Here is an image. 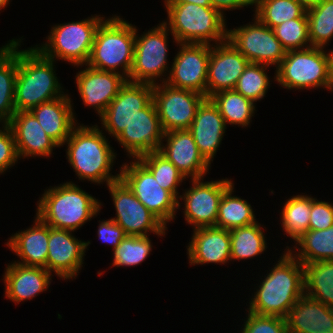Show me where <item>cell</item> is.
Returning a JSON list of instances; mask_svg holds the SVG:
<instances>
[{
    "label": "cell",
    "mask_w": 333,
    "mask_h": 333,
    "mask_svg": "<svg viewBox=\"0 0 333 333\" xmlns=\"http://www.w3.org/2000/svg\"><path fill=\"white\" fill-rule=\"evenodd\" d=\"M282 255L252 295L249 312L285 318L304 295L303 264L289 250Z\"/></svg>",
    "instance_id": "cell-1"
},
{
    "label": "cell",
    "mask_w": 333,
    "mask_h": 333,
    "mask_svg": "<svg viewBox=\"0 0 333 333\" xmlns=\"http://www.w3.org/2000/svg\"><path fill=\"white\" fill-rule=\"evenodd\" d=\"M108 142L98 125L81 124L72 130L64 144L68 162L80 180L108 185L120 179V173H110L116 154Z\"/></svg>",
    "instance_id": "cell-2"
},
{
    "label": "cell",
    "mask_w": 333,
    "mask_h": 333,
    "mask_svg": "<svg viewBox=\"0 0 333 333\" xmlns=\"http://www.w3.org/2000/svg\"><path fill=\"white\" fill-rule=\"evenodd\" d=\"M37 202L36 216L52 228L75 231L101 210V202L66 182L46 189Z\"/></svg>",
    "instance_id": "cell-3"
},
{
    "label": "cell",
    "mask_w": 333,
    "mask_h": 333,
    "mask_svg": "<svg viewBox=\"0 0 333 333\" xmlns=\"http://www.w3.org/2000/svg\"><path fill=\"white\" fill-rule=\"evenodd\" d=\"M54 60L43 56L35 47L18 49V71L14 103L16 112L64 96L54 71Z\"/></svg>",
    "instance_id": "cell-4"
},
{
    "label": "cell",
    "mask_w": 333,
    "mask_h": 333,
    "mask_svg": "<svg viewBox=\"0 0 333 333\" xmlns=\"http://www.w3.org/2000/svg\"><path fill=\"white\" fill-rule=\"evenodd\" d=\"M165 7L169 20L163 22L175 43L212 45V41L219 44L227 40L226 19L214 7L192 3L165 4Z\"/></svg>",
    "instance_id": "cell-5"
},
{
    "label": "cell",
    "mask_w": 333,
    "mask_h": 333,
    "mask_svg": "<svg viewBox=\"0 0 333 333\" xmlns=\"http://www.w3.org/2000/svg\"><path fill=\"white\" fill-rule=\"evenodd\" d=\"M135 25L120 16L104 19L98 26L87 65L122 73L127 79L133 64ZM122 70V72L118 71Z\"/></svg>",
    "instance_id": "cell-6"
},
{
    "label": "cell",
    "mask_w": 333,
    "mask_h": 333,
    "mask_svg": "<svg viewBox=\"0 0 333 333\" xmlns=\"http://www.w3.org/2000/svg\"><path fill=\"white\" fill-rule=\"evenodd\" d=\"M323 49L311 46L287 51L285 58L276 67L275 81L290 90L322 87L333 92L330 55L329 51Z\"/></svg>",
    "instance_id": "cell-7"
},
{
    "label": "cell",
    "mask_w": 333,
    "mask_h": 333,
    "mask_svg": "<svg viewBox=\"0 0 333 333\" xmlns=\"http://www.w3.org/2000/svg\"><path fill=\"white\" fill-rule=\"evenodd\" d=\"M104 19L96 15L81 21L55 25L51 28L46 43L34 47L48 59H62L82 67L88 63L96 30Z\"/></svg>",
    "instance_id": "cell-8"
},
{
    "label": "cell",
    "mask_w": 333,
    "mask_h": 333,
    "mask_svg": "<svg viewBox=\"0 0 333 333\" xmlns=\"http://www.w3.org/2000/svg\"><path fill=\"white\" fill-rule=\"evenodd\" d=\"M135 26V44L133 64L127 81L157 85L158 78L167 76L161 83H166L168 75V33L164 22L147 31L143 35L137 34ZM168 66V67H167ZM164 74V75H163ZM161 76V77H160Z\"/></svg>",
    "instance_id": "cell-9"
},
{
    "label": "cell",
    "mask_w": 333,
    "mask_h": 333,
    "mask_svg": "<svg viewBox=\"0 0 333 333\" xmlns=\"http://www.w3.org/2000/svg\"><path fill=\"white\" fill-rule=\"evenodd\" d=\"M119 172L136 198L165 225L175 219L176 211L181 207L180 201L160 186L138 158L130 164L124 163Z\"/></svg>",
    "instance_id": "cell-10"
},
{
    "label": "cell",
    "mask_w": 333,
    "mask_h": 333,
    "mask_svg": "<svg viewBox=\"0 0 333 333\" xmlns=\"http://www.w3.org/2000/svg\"><path fill=\"white\" fill-rule=\"evenodd\" d=\"M116 210L111 218L131 236H148L149 232L165 235L167 225L150 212L134 195L133 191L120 178L107 185Z\"/></svg>",
    "instance_id": "cell-11"
},
{
    "label": "cell",
    "mask_w": 333,
    "mask_h": 333,
    "mask_svg": "<svg viewBox=\"0 0 333 333\" xmlns=\"http://www.w3.org/2000/svg\"><path fill=\"white\" fill-rule=\"evenodd\" d=\"M227 40L250 63L277 67L287 52L276 38L273 29L263 24L256 16L253 24L227 30Z\"/></svg>",
    "instance_id": "cell-12"
},
{
    "label": "cell",
    "mask_w": 333,
    "mask_h": 333,
    "mask_svg": "<svg viewBox=\"0 0 333 333\" xmlns=\"http://www.w3.org/2000/svg\"><path fill=\"white\" fill-rule=\"evenodd\" d=\"M205 99L198 92L174 88L167 83L154 85L153 102L163 132L188 130Z\"/></svg>",
    "instance_id": "cell-13"
},
{
    "label": "cell",
    "mask_w": 333,
    "mask_h": 333,
    "mask_svg": "<svg viewBox=\"0 0 333 333\" xmlns=\"http://www.w3.org/2000/svg\"><path fill=\"white\" fill-rule=\"evenodd\" d=\"M166 83L174 88L187 89L206 96L210 57L209 44L178 43Z\"/></svg>",
    "instance_id": "cell-14"
},
{
    "label": "cell",
    "mask_w": 333,
    "mask_h": 333,
    "mask_svg": "<svg viewBox=\"0 0 333 333\" xmlns=\"http://www.w3.org/2000/svg\"><path fill=\"white\" fill-rule=\"evenodd\" d=\"M203 180L191 179L192 187L179 196V200H184L185 221L194 229L216 225L221 197L233 183L226 178L210 182Z\"/></svg>",
    "instance_id": "cell-15"
},
{
    "label": "cell",
    "mask_w": 333,
    "mask_h": 333,
    "mask_svg": "<svg viewBox=\"0 0 333 333\" xmlns=\"http://www.w3.org/2000/svg\"><path fill=\"white\" fill-rule=\"evenodd\" d=\"M153 88L151 84L126 81L99 117L108 135L116 138L138 114V111L153 100Z\"/></svg>",
    "instance_id": "cell-16"
},
{
    "label": "cell",
    "mask_w": 333,
    "mask_h": 333,
    "mask_svg": "<svg viewBox=\"0 0 333 333\" xmlns=\"http://www.w3.org/2000/svg\"><path fill=\"white\" fill-rule=\"evenodd\" d=\"M159 116L153 100L131 120L115 138L131 158L159 151L163 140Z\"/></svg>",
    "instance_id": "cell-17"
},
{
    "label": "cell",
    "mask_w": 333,
    "mask_h": 333,
    "mask_svg": "<svg viewBox=\"0 0 333 333\" xmlns=\"http://www.w3.org/2000/svg\"><path fill=\"white\" fill-rule=\"evenodd\" d=\"M74 231L49 226L46 269L61 279H74L84 263V255L90 241L78 240Z\"/></svg>",
    "instance_id": "cell-18"
},
{
    "label": "cell",
    "mask_w": 333,
    "mask_h": 333,
    "mask_svg": "<svg viewBox=\"0 0 333 333\" xmlns=\"http://www.w3.org/2000/svg\"><path fill=\"white\" fill-rule=\"evenodd\" d=\"M250 62L228 40L210 45L206 98L233 90Z\"/></svg>",
    "instance_id": "cell-19"
},
{
    "label": "cell",
    "mask_w": 333,
    "mask_h": 333,
    "mask_svg": "<svg viewBox=\"0 0 333 333\" xmlns=\"http://www.w3.org/2000/svg\"><path fill=\"white\" fill-rule=\"evenodd\" d=\"M76 74L78 92L85 106H92L101 116L111 101L117 96L127 78L121 73L99 70L85 65Z\"/></svg>",
    "instance_id": "cell-20"
},
{
    "label": "cell",
    "mask_w": 333,
    "mask_h": 333,
    "mask_svg": "<svg viewBox=\"0 0 333 333\" xmlns=\"http://www.w3.org/2000/svg\"><path fill=\"white\" fill-rule=\"evenodd\" d=\"M159 152L163 154L185 178H203L211 167L201 156L193 135L189 130L165 132Z\"/></svg>",
    "instance_id": "cell-21"
},
{
    "label": "cell",
    "mask_w": 333,
    "mask_h": 333,
    "mask_svg": "<svg viewBox=\"0 0 333 333\" xmlns=\"http://www.w3.org/2000/svg\"><path fill=\"white\" fill-rule=\"evenodd\" d=\"M225 129L226 124L218 107L210 98H206L199 106L188 130L192 133L201 156L209 165L222 143Z\"/></svg>",
    "instance_id": "cell-22"
},
{
    "label": "cell",
    "mask_w": 333,
    "mask_h": 333,
    "mask_svg": "<svg viewBox=\"0 0 333 333\" xmlns=\"http://www.w3.org/2000/svg\"><path fill=\"white\" fill-rule=\"evenodd\" d=\"M187 246L190 265L225 264L231 260L230 231L216 226L193 229Z\"/></svg>",
    "instance_id": "cell-23"
},
{
    "label": "cell",
    "mask_w": 333,
    "mask_h": 333,
    "mask_svg": "<svg viewBox=\"0 0 333 333\" xmlns=\"http://www.w3.org/2000/svg\"><path fill=\"white\" fill-rule=\"evenodd\" d=\"M18 157H49L60 146L50 138L30 111L16 112L9 122ZM22 156V157H21Z\"/></svg>",
    "instance_id": "cell-24"
},
{
    "label": "cell",
    "mask_w": 333,
    "mask_h": 333,
    "mask_svg": "<svg viewBox=\"0 0 333 333\" xmlns=\"http://www.w3.org/2000/svg\"><path fill=\"white\" fill-rule=\"evenodd\" d=\"M52 274L45 268L25 266L14 261L5 268V297L15 304L33 299L46 291Z\"/></svg>",
    "instance_id": "cell-25"
},
{
    "label": "cell",
    "mask_w": 333,
    "mask_h": 333,
    "mask_svg": "<svg viewBox=\"0 0 333 333\" xmlns=\"http://www.w3.org/2000/svg\"><path fill=\"white\" fill-rule=\"evenodd\" d=\"M285 319L288 333H333V308L305 294Z\"/></svg>",
    "instance_id": "cell-26"
},
{
    "label": "cell",
    "mask_w": 333,
    "mask_h": 333,
    "mask_svg": "<svg viewBox=\"0 0 333 333\" xmlns=\"http://www.w3.org/2000/svg\"><path fill=\"white\" fill-rule=\"evenodd\" d=\"M72 107L71 99L66 93L62 97L41 103L30 112L46 134L61 147L77 126Z\"/></svg>",
    "instance_id": "cell-27"
},
{
    "label": "cell",
    "mask_w": 333,
    "mask_h": 333,
    "mask_svg": "<svg viewBox=\"0 0 333 333\" xmlns=\"http://www.w3.org/2000/svg\"><path fill=\"white\" fill-rule=\"evenodd\" d=\"M34 221V225L29 229L12 235L6 245L12 252H15L16 256L20 257L21 261L16 263L46 269L49 225L42 222L37 216Z\"/></svg>",
    "instance_id": "cell-28"
},
{
    "label": "cell",
    "mask_w": 333,
    "mask_h": 333,
    "mask_svg": "<svg viewBox=\"0 0 333 333\" xmlns=\"http://www.w3.org/2000/svg\"><path fill=\"white\" fill-rule=\"evenodd\" d=\"M21 39H12L0 48V123H9L16 113L14 96Z\"/></svg>",
    "instance_id": "cell-29"
},
{
    "label": "cell",
    "mask_w": 333,
    "mask_h": 333,
    "mask_svg": "<svg viewBox=\"0 0 333 333\" xmlns=\"http://www.w3.org/2000/svg\"><path fill=\"white\" fill-rule=\"evenodd\" d=\"M296 245L293 247V249L297 248L295 252L289 247H286L285 250H289L303 265L333 260V225L322 230L308 229L296 242Z\"/></svg>",
    "instance_id": "cell-30"
},
{
    "label": "cell",
    "mask_w": 333,
    "mask_h": 333,
    "mask_svg": "<svg viewBox=\"0 0 333 333\" xmlns=\"http://www.w3.org/2000/svg\"><path fill=\"white\" fill-rule=\"evenodd\" d=\"M304 294L333 308V260L304 264Z\"/></svg>",
    "instance_id": "cell-31"
},
{
    "label": "cell",
    "mask_w": 333,
    "mask_h": 333,
    "mask_svg": "<svg viewBox=\"0 0 333 333\" xmlns=\"http://www.w3.org/2000/svg\"><path fill=\"white\" fill-rule=\"evenodd\" d=\"M233 184L225 190L221 197L215 225L229 231L257 222L254 211L248 201L235 195L232 196L234 192Z\"/></svg>",
    "instance_id": "cell-32"
},
{
    "label": "cell",
    "mask_w": 333,
    "mask_h": 333,
    "mask_svg": "<svg viewBox=\"0 0 333 333\" xmlns=\"http://www.w3.org/2000/svg\"><path fill=\"white\" fill-rule=\"evenodd\" d=\"M218 107L225 124L247 127L255 114V104L242 94L233 90H224L210 97Z\"/></svg>",
    "instance_id": "cell-33"
},
{
    "label": "cell",
    "mask_w": 333,
    "mask_h": 333,
    "mask_svg": "<svg viewBox=\"0 0 333 333\" xmlns=\"http://www.w3.org/2000/svg\"><path fill=\"white\" fill-rule=\"evenodd\" d=\"M262 229L261 224L255 222L230 230L231 261L257 257L266 250L267 242Z\"/></svg>",
    "instance_id": "cell-34"
},
{
    "label": "cell",
    "mask_w": 333,
    "mask_h": 333,
    "mask_svg": "<svg viewBox=\"0 0 333 333\" xmlns=\"http://www.w3.org/2000/svg\"><path fill=\"white\" fill-rule=\"evenodd\" d=\"M283 231L297 242L308 230L311 214V197L296 195L287 199L281 211Z\"/></svg>",
    "instance_id": "cell-35"
},
{
    "label": "cell",
    "mask_w": 333,
    "mask_h": 333,
    "mask_svg": "<svg viewBox=\"0 0 333 333\" xmlns=\"http://www.w3.org/2000/svg\"><path fill=\"white\" fill-rule=\"evenodd\" d=\"M253 5L254 16L272 29L287 20L300 18L306 12L297 0H254Z\"/></svg>",
    "instance_id": "cell-36"
},
{
    "label": "cell",
    "mask_w": 333,
    "mask_h": 333,
    "mask_svg": "<svg viewBox=\"0 0 333 333\" xmlns=\"http://www.w3.org/2000/svg\"><path fill=\"white\" fill-rule=\"evenodd\" d=\"M306 13L311 46L324 48L333 38V0H322Z\"/></svg>",
    "instance_id": "cell-37"
},
{
    "label": "cell",
    "mask_w": 333,
    "mask_h": 333,
    "mask_svg": "<svg viewBox=\"0 0 333 333\" xmlns=\"http://www.w3.org/2000/svg\"><path fill=\"white\" fill-rule=\"evenodd\" d=\"M138 159L151 171L160 186L178 200V186L186 178L175 165L159 151L143 154Z\"/></svg>",
    "instance_id": "cell-38"
},
{
    "label": "cell",
    "mask_w": 333,
    "mask_h": 333,
    "mask_svg": "<svg viewBox=\"0 0 333 333\" xmlns=\"http://www.w3.org/2000/svg\"><path fill=\"white\" fill-rule=\"evenodd\" d=\"M269 65L249 63L239 77L234 90L254 103L263 99L270 86V78L266 74Z\"/></svg>",
    "instance_id": "cell-39"
},
{
    "label": "cell",
    "mask_w": 333,
    "mask_h": 333,
    "mask_svg": "<svg viewBox=\"0 0 333 333\" xmlns=\"http://www.w3.org/2000/svg\"><path fill=\"white\" fill-rule=\"evenodd\" d=\"M149 236H131L127 235L120 244L113 250L112 266H136L143 262L149 256L151 249V240Z\"/></svg>",
    "instance_id": "cell-40"
},
{
    "label": "cell",
    "mask_w": 333,
    "mask_h": 333,
    "mask_svg": "<svg viewBox=\"0 0 333 333\" xmlns=\"http://www.w3.org/2000/svg\"><path fill=\"white\" fill-rule=\"evenodd\" d=\"M273 31L286 51L311 47L306 12L300 18L287 20L274 27Z\"/></svg>",
    "instance_id": "cell-41"
},
{
    "label": "cell",
    "mask_w": 333,
    "mask_h": 333,
    "mask_svg": "<svg viewBox=\"0 0 333 333\" xmlns=\"http://www.w3.org/2000/svg\"><path fill=\"white\" fill-rule=\"evenodd\" d=\"M241 333H288L285 318L262 316L248 311Z\"/></svg>",
    "instance_id": "cell-42"
},
{
    "label": "cell",
    "mask_w": 333,
    "mask_h": 333,
    "mask_svg": "<svg viewBox=\"0 0 333 333\" xmlns=\"http://www.w3.org/2000/svg\"><path fill=\"white\" fill-rule=\"evenodd\" d=\"M2 126L0 129V174L20 160L9 123H3Z\"/></svg>",
    "instance_id": "cell-43"
},
{
    "label": "cell",
    "mask_w": 333,
    "mask_h": 333,
    "mask_svg": "<svg viewBox=\"0 0 333 333\" xmlns=\"http://www.w3.org/2000/svg\"><path fill=\"white\" fill-rule=\"evenodd\" d=\"M316 200V198L311 197V214L308 229H327L333 225V204Z\"/></svg>",
    "instance_id": "cell-44"
},
{
    "label": "cell",
    "mask_w": 333,
    "mask_h": 333,
    "mask_svg": "<svg viewBox=\"0 0 333 333\" xmlns=\"http://www.w3.org/2000/svg\"><path fill=\"white\" fill-rule=\"evenodd\" d=\"M98 237L107 244L113 245V250L120 244V242L127 236L124 230L115 223L111 218L108 220H99Z\"/></svg>",
    "instance_id": "cell-45"
},
{
    "label": "cell",
    "mask_w": 333,
    "mask_h": 333,
    "mask_svg": "<svg viewBox=\"0 0 333 333\" xmlns=\"http://www.w3.org/2000/svg\"><path fill=\"white\" fill-rule=\"evenodd\" d=\"M212 7L217 9L223 16L224 10H230L231 9H240L244 6H253V1L254 0H209Z\"/></svg>",
    "instance_id": "cell-46"
},
{
    "label": "cell",
    "mask_w": 333,
    "mask_h": 333,
    "mask_svg": "<svg viewBox=\"0 0 333 333\" xmlns=\"http://www.w3.org/2000/svg\"><path fill=\"white\" fill-rule=\"evenodd\" d=\"M164 4L192 3L200 6H212L209 0H164Z\"/></svg>",
    "instance_id": "cell-47"
},
{
    "label": "cell",
    "mask_w": 333,
    "mask_h": 333,
    "mask_svg": "<svg viewBox=\"0 0 333 333\" xmlns=\"http://www.w3.org/2000/svg\"><path fill=\"white\" fill-rule=\"evenodd\" d=\"M306 10L315 7L322 0H297Z\"/></svg>",
    "instance_id": "cell-48"
},
{
    "label": "cell",
    "mask_w": 333,
    "mask_h": 333,
    "mask_svg": "<svg viewBox=\"0 0 333 333\" xmlns=\"http://www.w3.org/2000/svg\"><path fill=\"white\" fill-rule=\"evenodd\" d=\"M329 55H330V67H331V79L333 82V51H330Z\"/></svg>",
    "instance_id": "cell-49"
},
{
    "label": "cell",
    "mask_w": 333,
    "mask_h": 333,
    "mask_svg": "<svg viewBox=\"0 0 333 333\" xmlns=\"http://www.w3.org/2000/svg\"><path fill=\"white\" fill-rule=\"evenodd\" d=\"M9 2L10 0H0V11L2 10V8L7 7V5L10 4Z\"/></svg>",
    "instance_id": "cell-50"
}]
</instances>
